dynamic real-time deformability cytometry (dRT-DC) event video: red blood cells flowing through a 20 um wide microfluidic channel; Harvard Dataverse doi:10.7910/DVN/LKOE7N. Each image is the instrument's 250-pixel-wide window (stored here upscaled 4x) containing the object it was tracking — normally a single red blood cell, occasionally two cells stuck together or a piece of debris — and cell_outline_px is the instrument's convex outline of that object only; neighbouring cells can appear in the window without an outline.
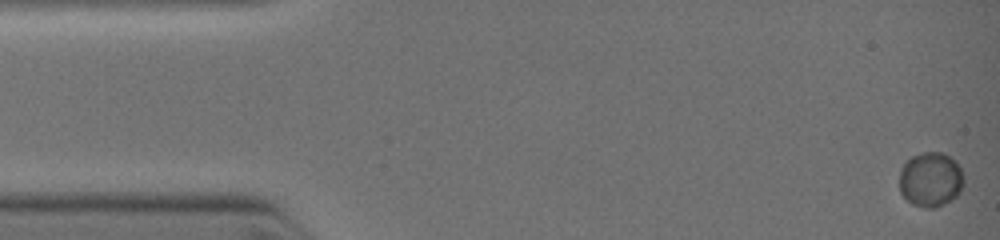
{"species": "common noctule bat (a hibernating species)", "species_latin": "Nyctalus noctula", "temperature_condition": "warm", "stored_images_in_passage": 8, "camera_frame_rate_fps": 3000, "um_per_image_px": 0.085, "animal": {"sex": "female", "body_mass_g": 19.0, "forearm_length_mm": 51.5}, "frame": {"image": 1, "passage_image": 1, "time_ms": 0.0, "image_size_px": [1000, 240], "cell_outline_px": [[960, 192], [956, 196], [932, 208], [928, 208], [912, 204], [900, 192], [900, 168], [912, 156], [924, 152], [940, 152], [948, 156], [960, 168]], "centroid_in_image_um": [79.03, 15.25], "position_along_channel_um": 6.0, "area_um2": 19.71}}